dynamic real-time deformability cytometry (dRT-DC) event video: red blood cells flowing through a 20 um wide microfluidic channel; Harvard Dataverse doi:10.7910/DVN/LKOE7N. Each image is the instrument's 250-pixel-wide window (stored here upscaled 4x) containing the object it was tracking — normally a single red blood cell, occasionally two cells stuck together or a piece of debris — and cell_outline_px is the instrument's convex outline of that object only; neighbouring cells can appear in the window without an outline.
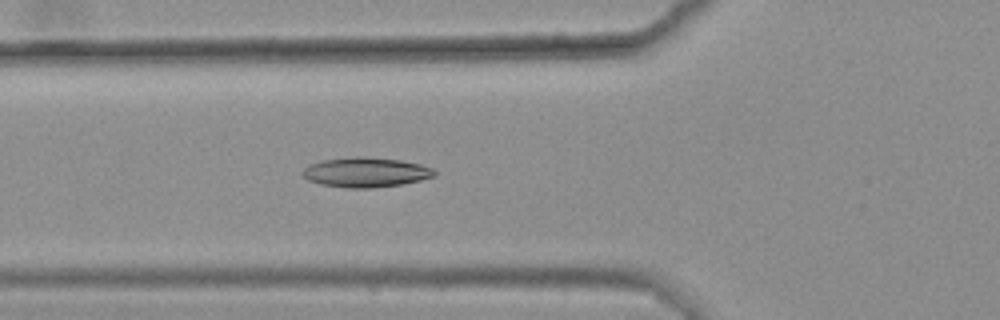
{"species": "common noctule bat (a hibernating species)", "species_latin": "Nyctalus noctula", "temperature_condition": "warm", "stored_images_in_passage": 6, "camera_frame_rate_fps": 3000, "um_per_image_px": 0.085, "animal": {"sex": "female", "body_mass_g": 25.1}, "frame": {"image": 1, "passage_image": 6, "time_ms": 1.667, "image_size_px": [1000, 320], "cell_outline_px": [[436, 176], [420, 180], [400, 184], [372, 188], [344, 188], [320, 184], [308, 180], [300, 172], [308, 164], [320, 160], [356, 156], [360, 156], [400, 160], [420, 164], [432, 168], [436, 172]], "centroid_in_image_um": [31.05, 14.64], "position_along_channel_um": 94.8, "area_um2": 23.0}}